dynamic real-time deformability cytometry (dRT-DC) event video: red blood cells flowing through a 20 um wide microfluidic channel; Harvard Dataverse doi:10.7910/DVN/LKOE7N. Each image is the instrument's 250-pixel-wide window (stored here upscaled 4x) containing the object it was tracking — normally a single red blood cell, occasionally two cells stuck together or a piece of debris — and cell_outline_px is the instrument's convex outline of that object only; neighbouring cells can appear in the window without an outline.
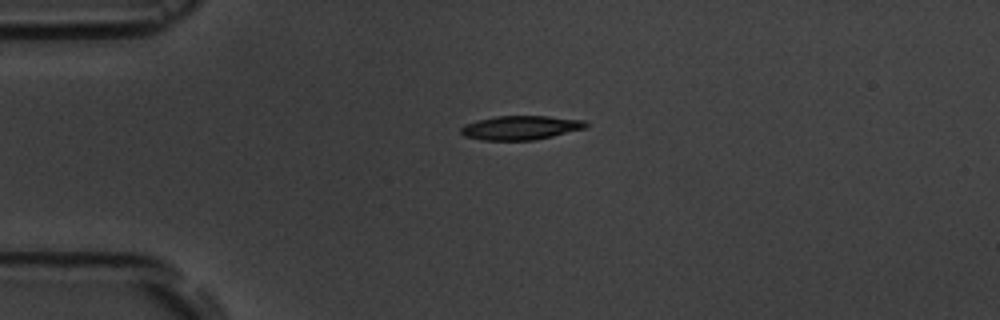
{"species": "common noctule bat (a hibernating species)", "species_latin": "Nyctalus noctula", "temperature_condition": "room temperature", "stored_images_in_passage": 2, "camera_frame_rate_fps": 3000, "um_per_image_px": 0.085, "animal": {"sex": "male", "body_mass_g": 19.5, "forearm_length_mm": 54.6}, "frame": {"image": 1, "passage_image": 1, "time_ms": 0.0, "image_size_px": [1000, 320], "cell_outline_px": [[588, 128], [536, 140], [484, 140], [464, 136], [460, 132], [460, 128], [464, 124], [476, 120], [496, 116], [548, 116], [588, 120]], "centroid_in_image_um": [44.3, 10.85], "position_along_channel_um": 40.7, "area_um2": 17.8}}